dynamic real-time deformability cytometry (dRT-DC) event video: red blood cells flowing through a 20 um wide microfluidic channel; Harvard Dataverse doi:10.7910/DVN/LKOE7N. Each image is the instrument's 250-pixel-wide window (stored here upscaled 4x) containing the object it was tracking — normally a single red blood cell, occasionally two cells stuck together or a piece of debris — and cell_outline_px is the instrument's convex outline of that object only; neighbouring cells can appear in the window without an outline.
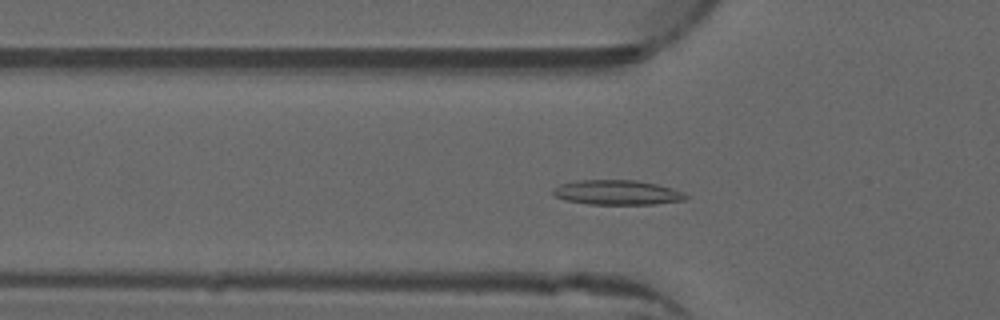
{"species": "common noctule bat (a hibernating species)", "species_latin": "Nyctalus noctula", "temperature_condition": "warm", "stored_images_in_passage": 50, "camera_frame_rate_fps": 3000, "um_per_image_px": 0.085, "animal": {"sex": "male", "forearm_length_mm": 52.5}, "frame": {"image": 1, "passage_image": 14, "time_ms": 4.333, "image_size_px": [1000, 320], "cell_outline_px": [[688, 196], [684, 200], [656, 204], [588, 204], [564, 200], [556, 196], [552, 192], [552, 188], [560, 184], [576, 180], [636, 180], [656, 184], [672, 188], [684, 192]], "centroid_in_image_um": [52.44, 16.36], "position_along_channel_um": 73.4, "area_um2": 19.19}}
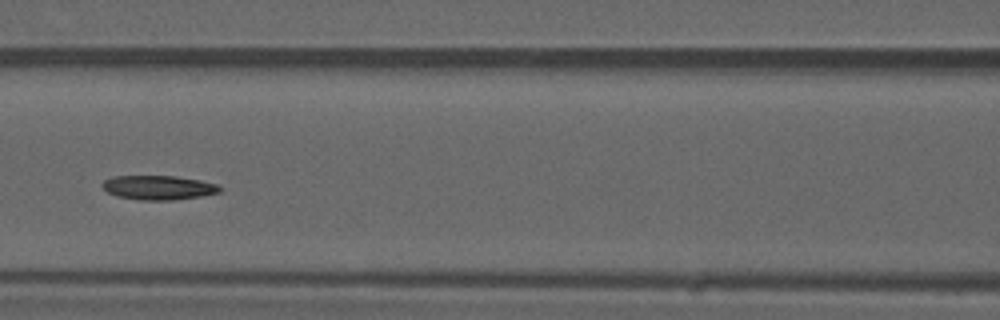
{"frame": {"image": 2, "passage_image": 20, "time_ms": 6.333, "image_size_px": [1000, 320], "cell_outline_px": [[224, 188], [220, 192], [200, 196], [172, 200], [140, 200], [116, 196], [108, 192], [100, 184], [104, 180], [112, 176], [176, 176], [200, 180], [216, 184]], "centroid_in_image_um": [13.46, 15.94], "position_along_channel_um": 153.1, "area_um2": 16.65}}
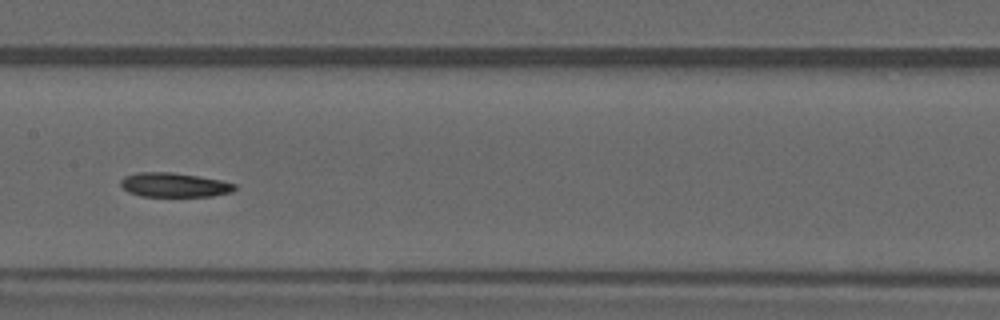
{"frame": {"image": 3, "passage_image": 23, "time_ms": 7.333, "image_size_px": [1000, 320], "cell_outline_px": [[236, 188], [232, 192], [212, 196], [140, 196], [128, 192], [120, 184], [120, 180], [124, 176], [136, 172], [172, 172], [220, 180], [236, 184]], "centroid_in_image_um": [14.78, 15.72], "position_along_channel_um": 192.6, "area_um2": 16.13}, "authors_computed_cell_mechanics": {"area_um2": 16.3863, "velocity_mm_per_s": 3.9608, "shape_relaxation_time_tau1_ms": 10.6013, "shape_relaxation_time_tau2_ms": 3.0911, "deformation_change_tau1": 0.1975, "deformation_change_tau2": 0.0692}}